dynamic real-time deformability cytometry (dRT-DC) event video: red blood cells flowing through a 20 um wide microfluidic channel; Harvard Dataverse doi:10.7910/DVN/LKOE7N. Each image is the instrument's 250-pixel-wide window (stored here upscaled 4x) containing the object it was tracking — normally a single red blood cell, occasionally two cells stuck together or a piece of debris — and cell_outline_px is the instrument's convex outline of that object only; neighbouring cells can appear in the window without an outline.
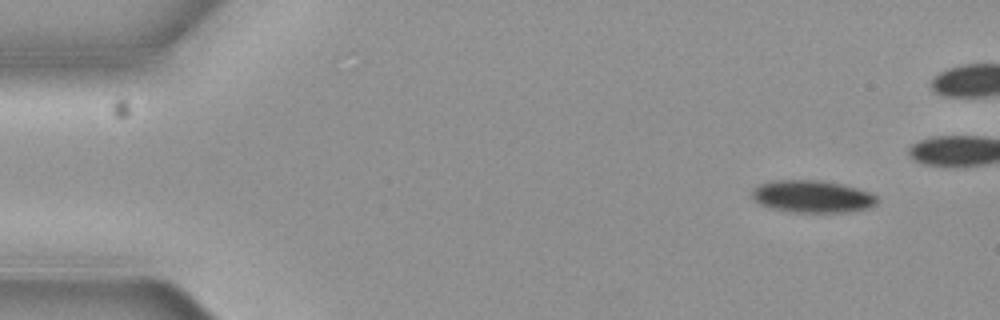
{"species": "common noctule bat (a hibernating species)", "species_latin": "Nyctalus noctula", "temperature_condition": "cold", "stored_images_in_passage": 5, "camera_frame_rate_fps": 3000, "um_per_image_px": 0.085, "animal": {"sex": "female", "body_mass_g": 19.3, "forearm_length_mm": 54.1}, "frame": {"image": 1, "passage_image": 1, "time_ms": 0.0, "image_size_px": [1000, 320], "cell_outline_px": [[876, 204], [864, 208], [844, 212], [792, 212], [772, 208], [760, 204], [752, 196], [752, 192], [760, 184], [772, 180], [820, 180], [840, 184], [856, 188], [868, 192], [876, 196]], "centroid_in_image_um": [69.01, 16.69], "position_along_channel_um": 16.0, "area_um2": 23.06}}